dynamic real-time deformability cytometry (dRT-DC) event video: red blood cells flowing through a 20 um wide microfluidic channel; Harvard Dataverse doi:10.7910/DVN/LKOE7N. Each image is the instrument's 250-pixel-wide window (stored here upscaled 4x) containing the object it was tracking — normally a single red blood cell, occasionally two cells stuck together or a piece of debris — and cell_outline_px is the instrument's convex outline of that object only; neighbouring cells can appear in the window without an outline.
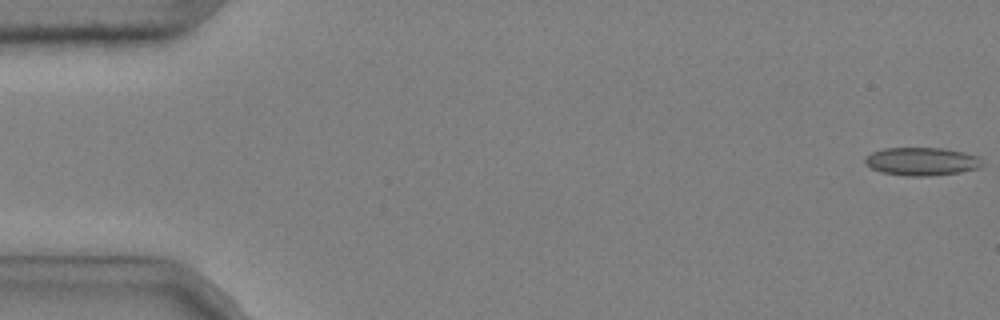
{"species": "common noctule bat (a hibernating species)", "species_latin": "Nyctalus noctula", "temperature_condition": "cold", "stored_images_in_passage": 50, "camera_frame_rate_fps": 3000, "um_per_image_px": 0.085, "animal": {"sex": "male", "body_mass_g": 20.4}, "frame": {"image": 1, "passage_image": 1, "time_ms": 0.0, "image_size_px": [1000, 320], "cell_outline_px": [[984, 164], [980, 168], [960, 172], [932, 176], [904, 176], [880, 172], [864, 164], [864, 156], [872, 152], [884, 148], [940, 148], [964, 152], [976, 156]], "centroid_in_image_um": [78.31, 13.73], "position_along_channel_um": 6.7, "area_um2": 19.36}}
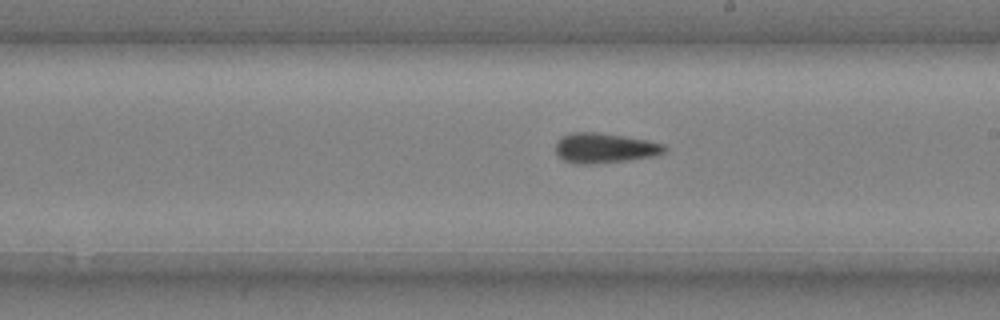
{"frame": {"image": 2, "passage_image": 31, "time_ms": 10.0, "image_size_px": [1000, 320], "cell_outline_px": [[668, 148], [664, 152], [656, 156], [628, 160], [592, 164], [576, 164], [564, 160], [556, 152], [556, 140], [560, 136], [572, 132], [600, 132], [648, 140], [664, 144]], "centroid_in_image_um": [51.39, 12.57], "position_along_channel_um": 237.6, "area_um2": 19.25}}
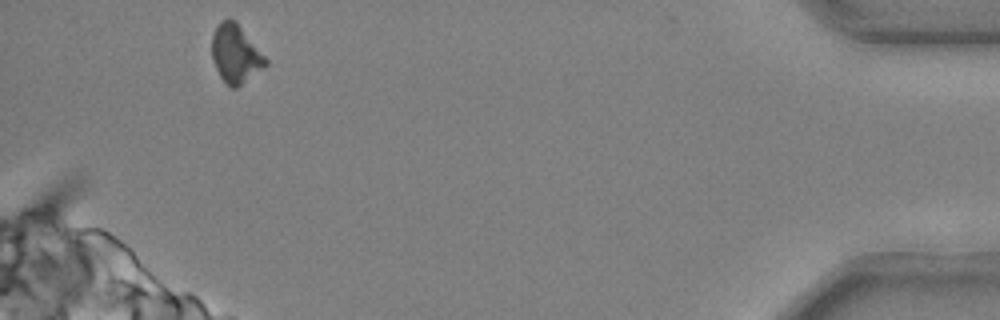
{"frame": {"image": 3, "passage_image": 50, "time_ms": 16.333, "image_size_px": [1000, 320], "cell_outline_px": [[268, 64], [236, 88], [232, 88], [220, 76], [212, 60], [212, 36], [220, 20], [236, 20], [268, 60]], "centroid_in_image_um": [20.02, 4.56], "position_along_channel_um": 415.2, "area_um2": 17.98}, "authors_computed_cell_mechanics": {"area_um2": 18.9006, "velocity_mm_per_s": 3.7017, "shape_relaxation_time_tau1_ms": null, "shape_relaxation_time_tau2_ms": 10.3345, "deformation_change_tau1": null, "deformation_change_tau2": 0.1804}}